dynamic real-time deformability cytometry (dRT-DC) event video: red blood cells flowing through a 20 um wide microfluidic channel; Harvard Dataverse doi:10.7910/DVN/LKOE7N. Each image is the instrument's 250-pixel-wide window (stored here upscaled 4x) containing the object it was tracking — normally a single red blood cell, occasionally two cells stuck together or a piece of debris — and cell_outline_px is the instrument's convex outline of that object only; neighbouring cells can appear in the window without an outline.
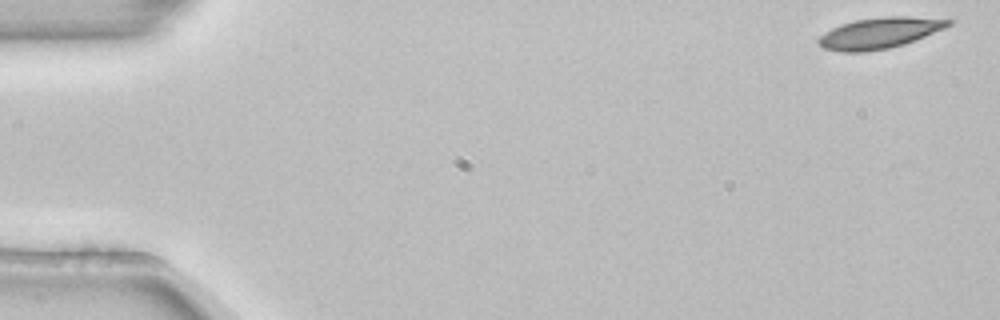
{"species": "common noctule bat (a hibernating species)", "species_latin": "Nyctalus noctula", "temperature_condition": "room temperature", "stored_images_in_passage": 4, "camera_frame_rate_fps": 3000, "um_per_image_px": 0.085, "animal": {"sex": "female", "body_mass_g": 22.7, "forearm_length_mm": 54.2}, "frame": {"image": 1, "passage_image": 1, "time_ms": 0.0, "image_size_px": [1000, 320], "cell_outline_px": [[956, 20], [952, 24], [944, 28], [916, 40], [904, 44], [888, 48], [864, 52], [840, 52], [824, 48], [816, 40], [824, 32], [840, 24], [856, 20], [884, 16], [908, 16]], "centroid_in_image_um": [74.77, 2.8], "position_along_channel_um": 10.2, "area_um2": 23.47}}
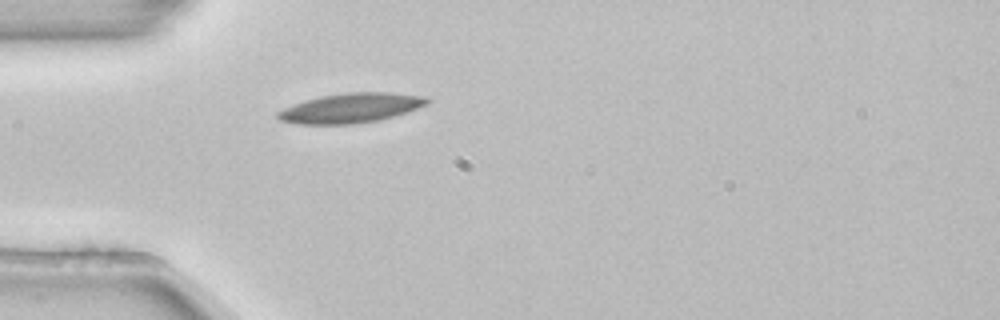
{"frame": {"image": 2, "passage_image": 4, "time_ms": 1.0, "image_size_px": [1000, 320], "cell_outline_px": [[428, 104], [380, 120], [356, 124], [296, 124], [280, 120], [276, 116], [276, 112], [284, 108], [304, 100], [320, 96], [348, 92], [392, 92], [416, 96], [428, 100]], "centroid_in_image_um": [29.73, 9.19], "position_along_channel_um": 55.3, "area_um2": 25.49}}